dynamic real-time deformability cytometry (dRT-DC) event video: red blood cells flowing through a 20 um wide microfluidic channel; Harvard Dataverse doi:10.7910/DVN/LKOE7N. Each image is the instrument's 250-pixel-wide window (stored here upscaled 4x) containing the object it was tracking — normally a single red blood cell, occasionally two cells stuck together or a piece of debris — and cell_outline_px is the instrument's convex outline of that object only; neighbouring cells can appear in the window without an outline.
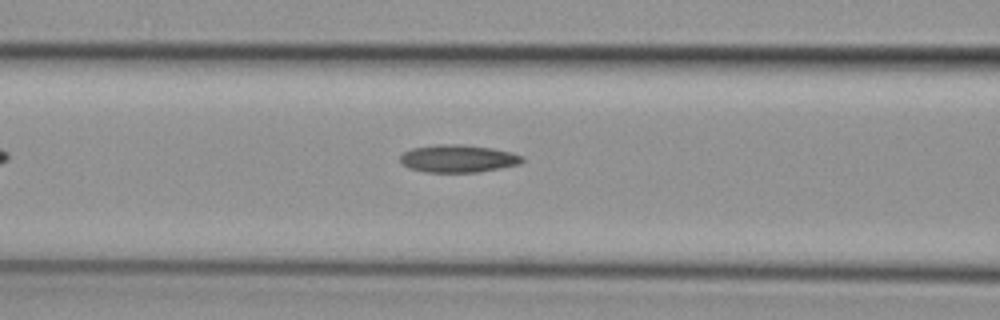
{"species": "common noctule bat (a hibernating species)", "species_latin": "Nyctalus noctula", "temperature_condition": "cold", "stored_images_in_passage": 14, "camera_frame_rate_fps": 3000, "um_per_image_px": 0.085, "animal": {"sex": "female", "body_mass_g": 29.2, "forearm_length_mm": 56.3}, "frame": {"image": 1, "passage_image": 12, "time_ms": 3.667, "image_size_px": [1000, 320], "cell_outline_px": [[524, 160], [520, 164], [500, 168], [476, 172], [428, 172], [408, 168], [400, 160], [400, 156], [404, 152], [412, 148], [436, 144], [464, 144], [492, 148], [512, 152], [524, 156]], "centroid_in_image_um": [38.96, 13.47], "position_along_channel_um": 127.6, "area_um2": 19.71}}